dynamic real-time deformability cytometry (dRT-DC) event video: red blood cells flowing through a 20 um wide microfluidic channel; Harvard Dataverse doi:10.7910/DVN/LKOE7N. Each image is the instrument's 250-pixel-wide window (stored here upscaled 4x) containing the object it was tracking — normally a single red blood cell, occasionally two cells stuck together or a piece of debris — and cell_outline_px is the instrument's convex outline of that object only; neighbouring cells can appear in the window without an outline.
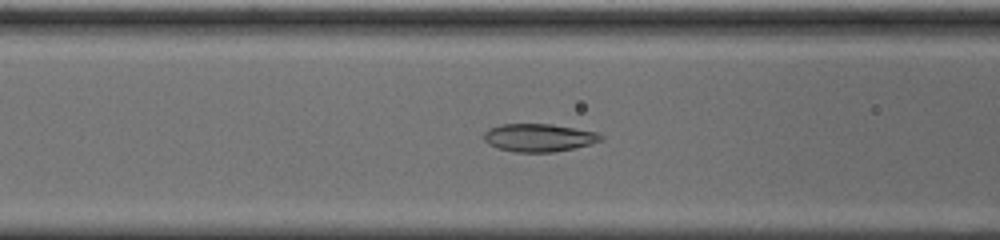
{"species": "common noctule bat (a hibernating species)", "species_latin": "Nyctalus noctula", "temperature_condition": "cold", "stored_images_in_passage": 54, "camera_frame_rate_fps": 3000, "um_per_image_px": 0.085, "animal": {"sex": "male", "body_mass_g": 20.0, "forearm_length_mm": 53.3}, "frame": {"image": 1, "passage_image": 20, "time_ms": 6.333, "image_size_px": [1000, 240], "cell_outline_px": [[604, 136], [600, 140], [588, 144], [572, 148], [552, 152], [516, 152], [496, 148], [488, 144], [484, 140], [484, 132], [488, 128], [500, 124], [552, 124], [596, 132]], "centroid_in_image_um": [45.73, 11.69], "position_along_channel_um": 120.9, "area_um2": 18.9}}
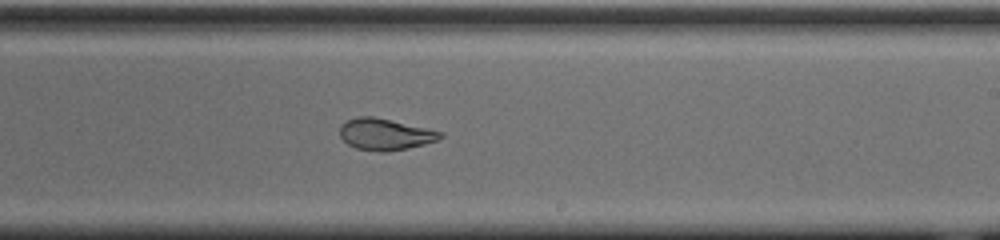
{"frame": {"image": 2, "passage_image": 31, "time_ms": 10.0, "image_size_px": [1000, 240], "cell_outline_px": [[444, 136], [436, 140], [424, 144], [408, 148], [384, 152], [380, 152], [356, 148], [348, 144], [340, 136], [340, 128], [348, 120], [356, 116], [372, 116], [444, 132]], "centroid_in_image_um": [32.74, 11.42], "position_along_channel_um": 256.3, "area_um2": 18.21}}
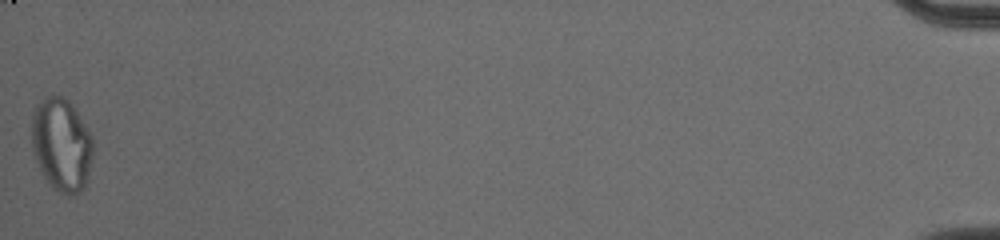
{"frame": {"image": 3, "passage_image": 54, "time_ms": 17.667, "image_size_px": [1000, 240], "cell_outline_px": [[92, 156], [88, 180], [72, 196], [68, 196], [52, 188], [48, 184], [36, 160], [32, 148], [32, 112], [36, 104], [40, 100], [52, 92], [64, 96], [76, 108], [88, 128], [92, 136]], "centroid_in_image_um": [5.22, 12.23], "position_along_channel_um": 430.0, "area_um2": 33.76}, "authors_computed_cell_mechanics": {"area_um2": 20.8658, "velocity_mm_per_s": 3.7025, "shape_relaxation_time_tau1_ms": null, "shape_relaxation_time_tau2_ms": 1.438, "deformation_change_tau1": null, "deformation_change_tau2": 0.0742}}